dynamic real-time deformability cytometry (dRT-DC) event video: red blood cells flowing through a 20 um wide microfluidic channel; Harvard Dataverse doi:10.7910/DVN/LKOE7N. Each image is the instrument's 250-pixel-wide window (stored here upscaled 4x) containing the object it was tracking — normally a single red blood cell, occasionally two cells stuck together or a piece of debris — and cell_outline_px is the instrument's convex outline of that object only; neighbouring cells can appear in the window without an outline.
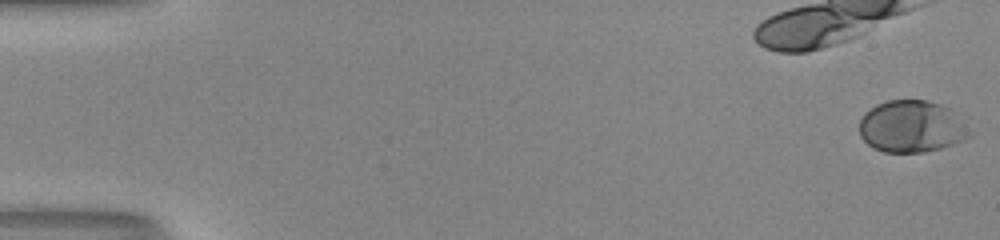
{"species": "human", "species_latin": "Homo sapiens", "temperature_condition": "room temperature", "stored_images_in_passage": 45, "camera_frame_rate_fps": 3000, "um_per_image_px": 0.085, "donor": {"sex": "male"}, "frame": {"image": 1, "passage_image": 1, "time_ms": 0.0, "image_size_px": [1000, 240], "cell_outline_px": [[972, 136], [952, 144], [940, 148], [924, 152], [884, 152], [872, 148], [860, 136], [860, 116], [864, 112], [876, 104], [888, 100], [928, 100], [940, 104], [948, 108]], "centroid_in_image_um": [77.39, 10.75], "position_along_channel_um": 7.6, "area_um2": 32.95}, "authors_computed_cell_mechanics": {"area_um2": 32.946, "velocity_mm_per_s": 4.1156, "shape_relaxation_time_tau1_ms": 3.2552, "shape_relaxation_time_tau2_ms": null, "deformation_change_tau1": 0.1876, "deformation_change_tau2": null}}